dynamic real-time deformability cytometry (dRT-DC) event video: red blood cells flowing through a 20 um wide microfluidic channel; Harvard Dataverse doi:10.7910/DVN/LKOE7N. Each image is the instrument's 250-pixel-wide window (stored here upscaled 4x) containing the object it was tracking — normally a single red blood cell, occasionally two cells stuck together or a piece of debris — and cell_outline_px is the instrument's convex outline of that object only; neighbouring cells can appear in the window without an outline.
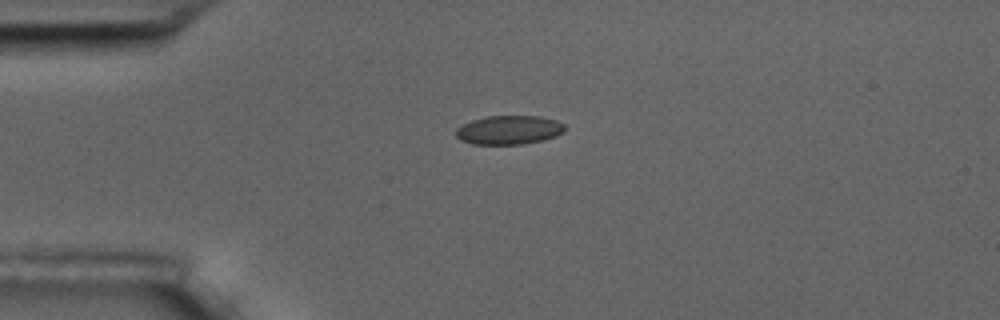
{"species": "common noctule bat (a hibernating species)", "species_latin": "Nyctalus noctula", "temperature_condition": "room temperature", "stored_images_in_passage": 2, "camera_frame_rate_fps": 3000, "um_per_image_px": 0.085, "animal": {"sex": "male", "body_mass_g": 17.5, "forearm_length_mm": 52.3}, "frame": {"image": 1, "passage_image": 1, "time_ms": 0.0, "image_size_px": [1000, 320], "cell_outline_px": [[564, 132], [556, 136], [524, 144], [472, 144], [460, 140], [456, 136], [456, 128], [472, 120], [484, 116], [540, 116], [556, 120], [564, 124]], "centroid_in_image_um": [43.25, 11.04], "position_along_channel_um": 41.8, "area_um2": 18.32}}